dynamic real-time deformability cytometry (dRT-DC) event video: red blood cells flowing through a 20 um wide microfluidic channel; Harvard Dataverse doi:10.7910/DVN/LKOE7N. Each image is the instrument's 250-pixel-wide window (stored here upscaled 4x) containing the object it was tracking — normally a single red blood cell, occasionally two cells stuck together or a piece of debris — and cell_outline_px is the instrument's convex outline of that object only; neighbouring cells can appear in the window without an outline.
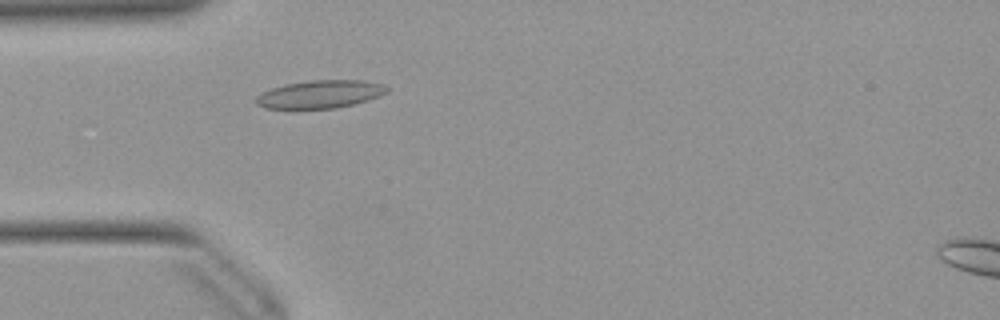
{"species": "Egyptian fruit bat (a non-hibernating species)", "species_latin": "Rousettus aegyptiacus", "temperature_condition": "warm", "stored_images_in_passage": 27, "camera_frame_rate_fps": 3000, "um_per_image_px": 0.085, "animal": {"sex": "female"}, "frame": {"image": 1, "passage_image": 11, "time_ms": 3.333, "image_size_px": [1000, 320], "cell_outline_px": [[388, 92], [380, 96], [368, 100], [336, 108], [264, 108], [256, 104], [256, 96], [260, 92], [284, 84], [308, 80], [364, 80], [384, 84], [388, 88]], "centroid_in_image_um": [27.21, 7.99], "position_along_channel_um": 57.8, "area_um2": 21.39}}
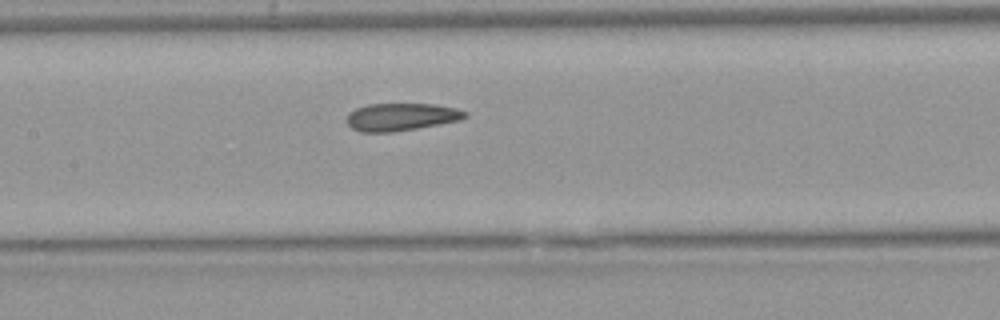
{"frame": {"image": 2, "passage_image": 20, "time_ms": 6.333, "image_size_px": [1000, 320], "cell_outline_px": [[468, 116], [460, 120], [416, 128], [392, 132], [360, 132], [352, 128], [348, 124], [348, 112], [356, 108], [368, 104], [432, 104], [456, 108], [468, 112]], "centroid_in_image_um": [34.1, 9.93], "position_along_channel_um": 173.3, "area_um2": 18.9}}
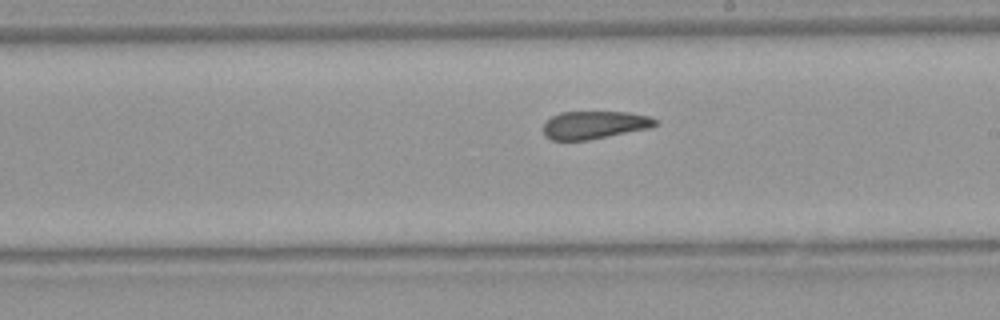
{"frame": {"image": 3, "passage_image": 25, "time_ms": 8.0, "image_size_px": [1000, 320], "cell_outline_px": [[660, 124], [648, 128], [588, 140], [552, 140], [544, 136], [544, 124], [552, 116], [560, 112], [628, 112], [648, 116], [656, 120]], "centroid_in_image_um": [50.51, 10.62], "position_along_channel_um": 238.5, "area_um2": 18.03}}